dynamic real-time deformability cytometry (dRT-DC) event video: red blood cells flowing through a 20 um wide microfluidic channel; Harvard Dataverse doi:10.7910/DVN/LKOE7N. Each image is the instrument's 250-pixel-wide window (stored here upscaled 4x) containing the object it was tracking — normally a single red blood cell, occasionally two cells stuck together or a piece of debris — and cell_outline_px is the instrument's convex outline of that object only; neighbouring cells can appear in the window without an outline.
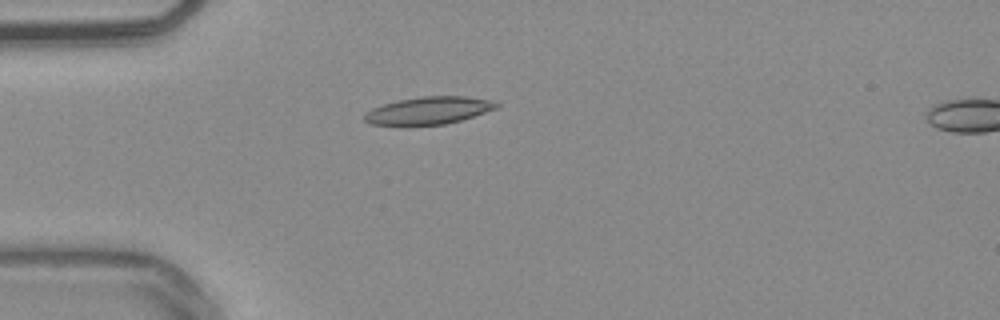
{"species": "common noctule bat (a hibernating species)", "species_latin": "Nyctalus noctula", "temperature_condition": "warm", "stored_images_in_passage": 36, "camera_frame_rate_fps": 3000, "um_per_image_px": 0.085, "animal": {"sex": "male", "body_mass_g": 20.4}, "frame": {"image": 1, "passage_image": 1, "time_ms": 0.0, "image_size_px": [1000, 320], "cell_outline_px": [[500, 104], [496, 108], [460, 120], [444, 124], [368, 124], [364, 120], [364, 116], [372, 108], [384, 104], [400, 100], [424, 96], [464, 96], [488, 100]], "centroid_in_image_um": [36.43, 9.38], "position_along_channel_um": 48.6, "area_um2": 20.4}, "authors_computed_cell_mechanics": {"area_um2": 19.9121, "velocity_mm_per_s": 3.8335, "shape_relaxation_time_tau1_ms": null, "shape_relaxation_time_tau2_ms": 1.9859, "deformation_change_tau1": null, "deformation_change_tau2": 0.0667}}